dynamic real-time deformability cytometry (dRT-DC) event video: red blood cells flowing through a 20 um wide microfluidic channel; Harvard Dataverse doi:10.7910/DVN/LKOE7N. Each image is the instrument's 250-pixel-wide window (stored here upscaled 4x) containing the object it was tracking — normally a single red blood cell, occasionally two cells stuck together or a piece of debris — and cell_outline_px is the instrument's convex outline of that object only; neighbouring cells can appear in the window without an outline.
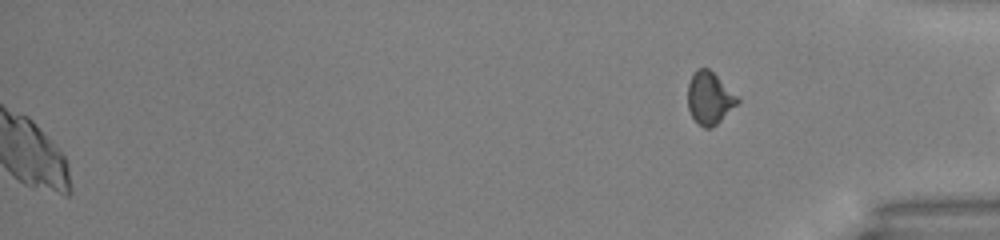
{"species": "common noctule bat (a hibernating species)", "species_latin": "Nyctalus noctula", "temperature_condition": "warm", "stored_images_in_passage": 42, "segment_of_instrument_passage": [2, 2], "camera_frame_rate_fps": 3000, "um_per_image_px": 0.085, "animal": {"sex": "male", "body_mass_g": 13.0, "forearm_length_mm": 53.1}, "frame": {"image": 1, "passage_image": 42, "time_ms": 13.667, "image_size_px": [1000, 240], "cell_outline_px": [[740, 100], [712, 128], [704, 128], [692, 116], [688, 108], [688, 84], [696, 68], [708, 68]], "centroid_in_image_um": [60.27, 8.33], "position_along_channel_um": 374.9, "area_um2": 14.57}}